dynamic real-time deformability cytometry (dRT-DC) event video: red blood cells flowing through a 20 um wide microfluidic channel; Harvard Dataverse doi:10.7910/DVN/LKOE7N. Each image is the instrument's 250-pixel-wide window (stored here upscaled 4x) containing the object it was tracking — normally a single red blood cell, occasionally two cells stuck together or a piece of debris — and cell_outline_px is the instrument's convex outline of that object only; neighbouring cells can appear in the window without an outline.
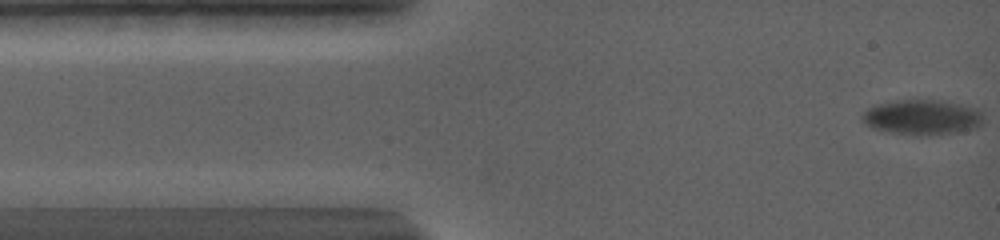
{"species": "common noctule bat (a hibernating species)", "species_latin": "Nyctalus noctula", "temperature_condition": "warm", "stored_images_in_passage": 60, "camera_frame_rate_fps": 5000, "um_per_image_px": 0.085, "animal": {"sex": "female", "body_mass_g": 19.0, "forearm_length_mm": 56.7}, "frame": {"image": 1, "passage_image": 1, "time_ms": 0.0, "image_size_px": [1000, 240], "cell_outline_px": [[980, 124], [972, 128], [956, 132], [892, 132], [876, 128], [868, 124], [860, 116], [868, 108], [876, 104], [896, 100], [940, 100], [968, 108], [980, 112]], "centroid_in_image_um": [78.28, 9.91], "position_along_channel_um": 6.7, "area_um2": 22.89}}
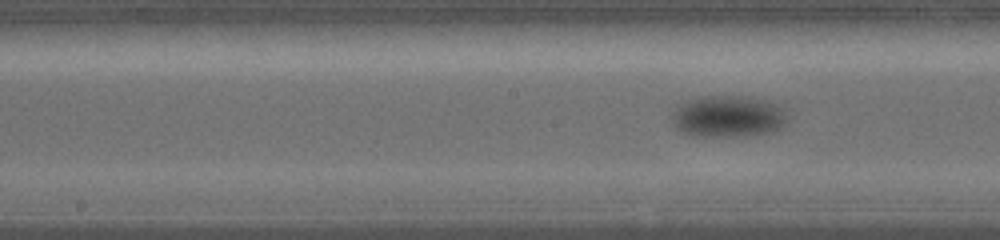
{"frame": {"image": 2, "passage_image": 22, "time_ms": 7.6, "image_size_px": [1000, 240], "cell_outline_px": [[784, 120], [780, 128], [772, 132], [744, 136], [692, 136], [684, 132], [672, 120], [680, 104], [688, 100], [704, 96], [744, 96], [768, 100], [776, 104], [780, 108], [784, 116]], "centroid_in_image_um": [61.9, 9.89], "position_along_channel_um": 186.3, "area_um2": 27.34}}
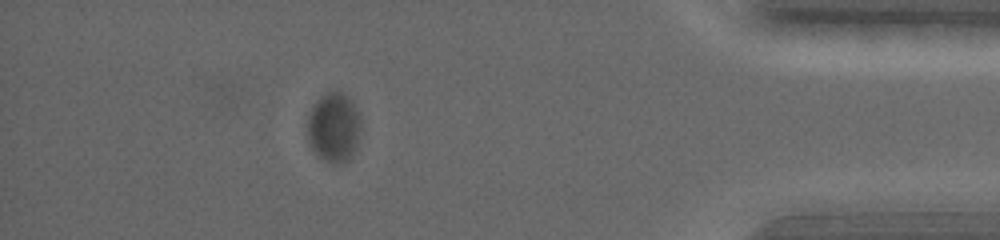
{"frame": {"image": 3, "passage_image": 44, "time_ms": 15.6, "image_size_px": [1000, 240], "cell_outline_px": [[360, 128], [356, 148], [352, 156], [348, 160], [340, 164], [336, 164], [316, 156], [308, 140], [304, 124], [312, 104], [324, 92], [336, 88], [344, 92], [352, 100], [360, 112]], "centroid_in_image_um": [28.34, 10.76], "position_along_channel_um": 406.9, "area_um2": 22.77}}